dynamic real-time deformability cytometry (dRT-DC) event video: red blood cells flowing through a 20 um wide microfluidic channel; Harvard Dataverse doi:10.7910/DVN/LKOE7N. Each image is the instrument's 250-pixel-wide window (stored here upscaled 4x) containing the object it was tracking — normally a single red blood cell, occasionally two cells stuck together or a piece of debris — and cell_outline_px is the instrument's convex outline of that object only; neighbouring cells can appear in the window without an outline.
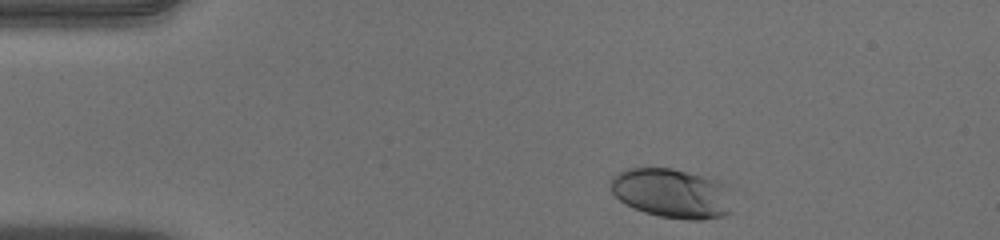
{"species": "human", "species_latin": "Homo sapiens", "temperature_condition": "warm", "stored_images_in_passage": 38, "camera_frame_rate_fps": 3000, "um_per_image_px": 0.085, "donor": {"sex": "male"}, "frame": {"image": 1, "passage_image": 2, "time_ms": 0.333, "image_size_px": [1000, 240], "cell_outline_px": [[732, 212], [724, 216], [704, 220], [688, 220], [660, 216], [644, 212], [624, 204], [612, 192], [608, 184], [608, 180], [612, 176], [628, 168], [672, 168], [724, 180], [728, 188]], "centroid_in_image_um": [57.13, 16.42], "position_along_channel_um": 27.9, "area_um2": 35.89}}
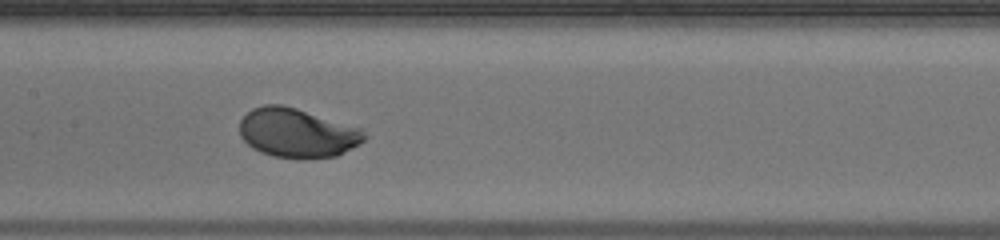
{"frame": {"image": 2, "passage_image": 19, "time_ms": 6.0, "image_size_px": [1000, 240], "cell_outline_px": [[368, 136], [360, 144], [336, 156], [304, 160], [272, 156], [260, 152], [252, 148], [240, 136], [240, 120], [252, 108], [264, 104], [280, 104], [296, 108], [360, 128]], "centroid_in_image_um": [25.25, 11.32], "position_along_channel_um": 182.2, "area_um2": 35.95}}
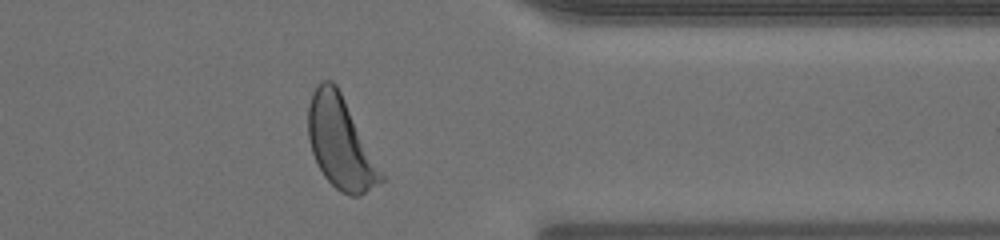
{"frame": {"image": 3, "passage_image": 35, "time_ms": 11.333, "image_size_px": [1000, 240], "cell_outline_px": [[384, 180], [360, 196], [348, 196], [340, 192], [324, 176], [312, 152], [308, 136], [308, 108], [312, 92], [320, 80], [332, 80], [336, 84], [384, 176]], "centroid_in_image_um": [28.91, 12.15], "position_along_channel_um": 382.5, "area_um2": 38.21}, "authors_computed_cell_mechanics": {"area_um2": 35.0846, "velocity_mm_per_s": 3.938, "shape_relaxation_time_tau1_ms": 2.9627, "shape_relaxation_time_tau2_ms": null, "deformation_change_tau1": 0.1806, "deformation_change_tau2": null}}